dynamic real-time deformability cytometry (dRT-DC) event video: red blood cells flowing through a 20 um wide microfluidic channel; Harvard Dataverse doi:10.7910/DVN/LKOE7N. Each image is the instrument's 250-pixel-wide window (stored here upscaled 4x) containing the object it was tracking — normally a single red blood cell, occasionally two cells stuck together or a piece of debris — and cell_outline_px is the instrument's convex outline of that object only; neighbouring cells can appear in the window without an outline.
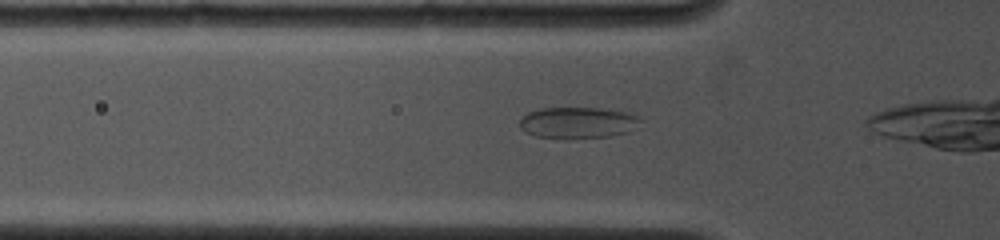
{"species": "common noctule bat (a hibernating species)", "species_latin": "Nyctalus noctula", "temperature_condition": "cold", "stored_images_in_passage": 17, "camera_frame_rate_fps": 4500, "um_per_image_px": 0.085, "animal": {"sex": "female", "body_mass_g": 19.0, "forearm_length_mm": 53.3}, "frame": {"image": 1, "passage_image": 3, "time_ms": 0.889, "image_size_px": [1000, 240], "cell_outline_px": [[644, 120], [628, 132], [612, 136], [568, 140], [564, 140], [536, 136], [520, 128], [520, 120], [528, 112], [540, 108], [604, 108], [624, 112], [636, 116]], "centroid_in_image_um": [49.12, 10.45], "position_along_channel_um": 76.7, "area_um2": 22.37}}
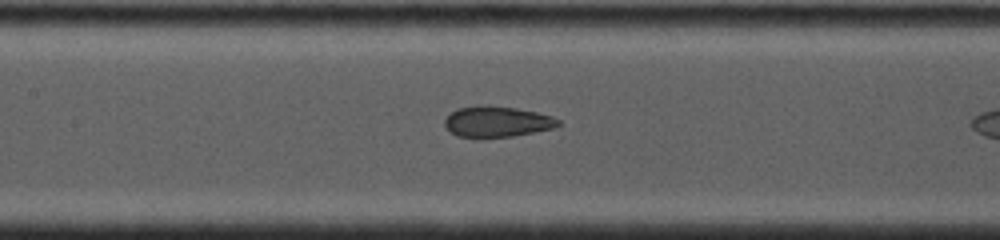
{"frame": {"image": 2, "passage_image": 9, "time_ms": 3.111, "image_size_px": [1000, 240], "cell_outline_px": [[564, 124], [552, 128], [512, 136], [456, 136], [444, 124], [444, 120], [452, 112], [460, 108], [516, 108], [536, 112], [552, 116], [560, 120]], "centroid_in_image_um": [42.33, 10.37], "position_along_channel_um": 165.1, "area_um2": 19.19}}
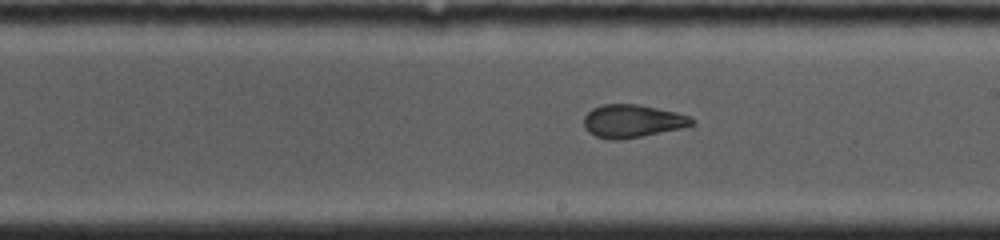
{"frame": {"image": 3, "passage_image": 14, "time_ms": 4.889, "image_size_px": [1000, 240], "cell_outline_px": [[696, 124], [680, 128], [620, 140], [608, 140], [596, 136], [588, 132], [584, 128], [584, 116], [592, 108], [604, 104], [636, 104], [676, 112], [688, 116], [696, 120]], "centroid_in_image_um": [53.72, 10.29], "position_along_channel_um": 235.3, "area_um2": 20.63}}